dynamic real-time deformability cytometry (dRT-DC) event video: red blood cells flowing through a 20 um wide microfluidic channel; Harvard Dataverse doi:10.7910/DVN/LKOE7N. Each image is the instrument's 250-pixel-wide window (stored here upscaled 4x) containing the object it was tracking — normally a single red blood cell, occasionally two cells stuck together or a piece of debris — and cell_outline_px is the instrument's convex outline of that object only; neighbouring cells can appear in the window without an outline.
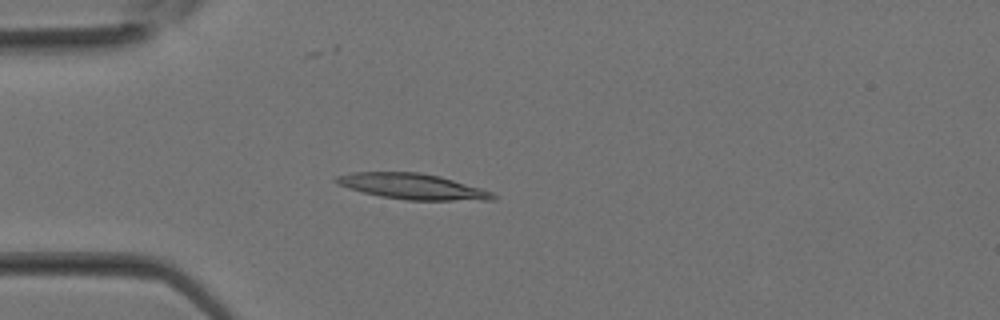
{"species": "Egyptian fruit bat (a non-hibernating species)", "species_latin": "Rousettus aegyptiacus", "temperature_condition": "room temperature", "stored_images_in_passage": 12, "camera_frame_rate_fps": 3000, "um_per_image_px": 0.085, "animal": {"sex": "female"}, "frame": {"image": 1, "passage_image": 9, "time_ms": 2.667, "image_size_px": [1000, 320], "cell_outline_px": [[496, 196], [492, 200], [408, 200], [380, 196], [348, 188], [336, 184], [332, 180], [336, 176], [352, 172], [420, 172], [440, 176], [480, 188], [492, 192]], "centroid_in_image_um": [35.0, 15.84], "position_along_channel_um": 50.0, "area_um2": 23.35}}
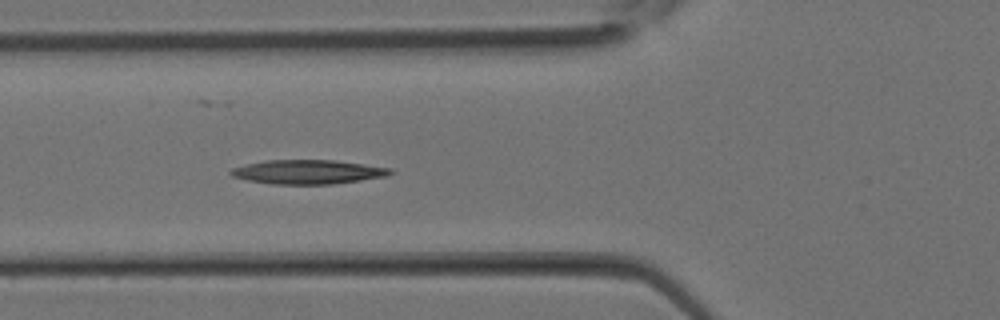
{"frame": {"image": 2, "passage_image": 12, "time_ms": 3.667, "image_size_px": [1000, 320], "cell_outline_px": [[396, 172], [388, 176], [332, 184], [272, 184], [248, 180], [232, 176], [228, 172], [232, 168], [264, 160], [336, 160], [392, 168]], "centroid_in_image_um": [26.22, 14.61], "position_along_channel_um": 99.6, "area_um2": 22.48}}